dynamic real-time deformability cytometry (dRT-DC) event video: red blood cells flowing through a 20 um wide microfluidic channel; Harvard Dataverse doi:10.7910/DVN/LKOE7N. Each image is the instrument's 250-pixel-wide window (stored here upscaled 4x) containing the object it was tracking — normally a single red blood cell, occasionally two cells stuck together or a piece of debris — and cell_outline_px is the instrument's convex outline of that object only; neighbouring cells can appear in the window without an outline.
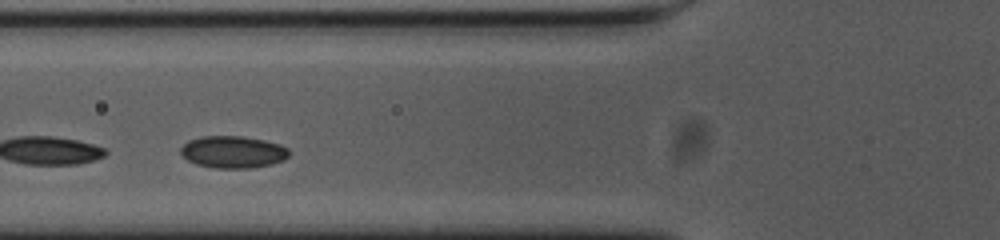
{"species": "common noctule bat (a hibernating species)", "species_latin": "Nyctalus noctula", "temperature_condition": "cold", "stored_images_in_passage": 14, "camera_frame_rate_fps": 3000, "um_per_image_px": 0.085, "animal": {"sex": "female", "body_mass_g": 23.0, "forearm_length_mm": 53.4}, "frame": {"image": 1, "passage_image": 8, "time_ms": 2.333, "image_size_px": [1000, 240], "cell_outline_px": [[288, 156], [284, 160], [272, 164], [248, 168], [212, 168], [196, 164], [188, 160], [180, 152], [180, 148], [188, 140], [200, 136], [244, 136], [264, 140], [280, 144], [288, 148]], "centroid_in_image_um": [19.79, 12.91], "position_along_channel_um": 106.0, "area_um2": 20.35}}